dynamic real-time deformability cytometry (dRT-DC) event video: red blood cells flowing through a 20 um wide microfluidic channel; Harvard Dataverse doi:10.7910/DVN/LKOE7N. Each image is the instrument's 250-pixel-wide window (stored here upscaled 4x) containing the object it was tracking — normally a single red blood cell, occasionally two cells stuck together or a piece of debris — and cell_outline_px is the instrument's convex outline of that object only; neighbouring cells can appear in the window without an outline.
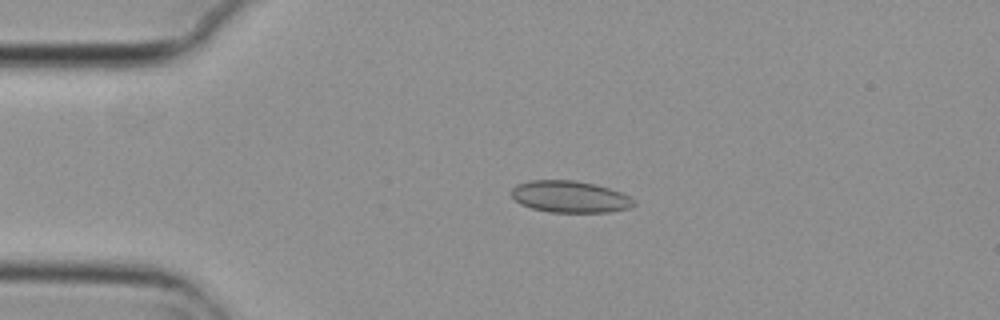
{"species": "common noctule bat (a hibernating species)", "species_latin": "Nyctalus noctula", "temperature_condition": "cold", "stored_images_in_passage": 5, "camera_frame_rate_fps": 3000, "um_per_image_px": 0.085, "animal": {"sex": "female", "body_mass_g": 29.2, "forearm_length_mm": 56.3}, "frame": {"image": 1, "passage_image": 4, "time_ms": 1.0, "image_size_px": [1000, 320], "cell_outline_px": [[636, 204], [628, 208], [608, 212], [548, 212], [532, 208], [520, 204], [512, 196], [512, 188], [516, 184], [528, 180], [576, 180], [596, 184], [620, 192], [636, 200]], "centroid_in_image_um": [48.43, 16.71], "position_along_channel_um": 36.6, "area_um2": 22.72}}